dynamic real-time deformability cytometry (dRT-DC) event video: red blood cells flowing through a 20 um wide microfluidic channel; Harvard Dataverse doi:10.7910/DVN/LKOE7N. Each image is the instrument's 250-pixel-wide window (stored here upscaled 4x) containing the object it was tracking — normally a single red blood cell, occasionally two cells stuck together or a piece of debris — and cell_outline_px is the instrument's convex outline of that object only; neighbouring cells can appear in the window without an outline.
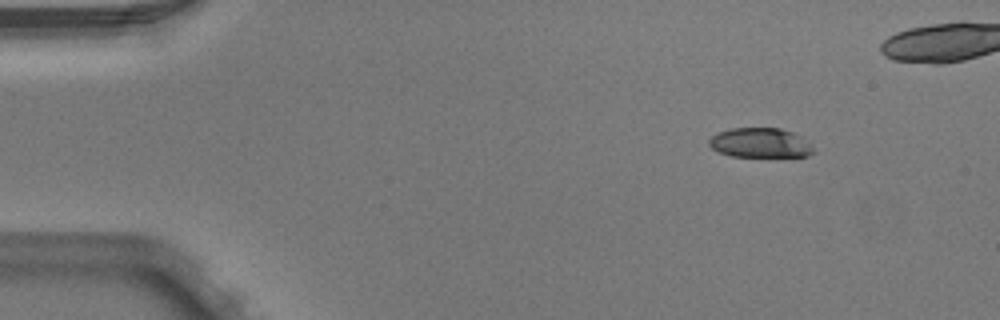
{"species": "Egyptian fruit bat (a non-hibernating species)", "species_latin": "Rousettus aegyptiacus", "temperature_condition": "warm", "stored_images_in_passage": 4, "camera_frame_rate_fps": 3000, "um_per_image_px": 0.085, "animal": {"sex": "male"}, "frame": {"image": 1, "passage_image": 1, "time_ms": 0.0, "image_size_px": [1000, 320], "cell_outline_px": [[816, 152], [808, 156], [732, 156], [720, 152], [712, 148], [708, 144], [708, 140], [716, 132], [732, 128], [780, 128], [792, 132], [800, 136]], "centroid_in_image_um": [64.58, 12.13], "position_along_channel_um": 20.4, "area_um2": 17.86}}